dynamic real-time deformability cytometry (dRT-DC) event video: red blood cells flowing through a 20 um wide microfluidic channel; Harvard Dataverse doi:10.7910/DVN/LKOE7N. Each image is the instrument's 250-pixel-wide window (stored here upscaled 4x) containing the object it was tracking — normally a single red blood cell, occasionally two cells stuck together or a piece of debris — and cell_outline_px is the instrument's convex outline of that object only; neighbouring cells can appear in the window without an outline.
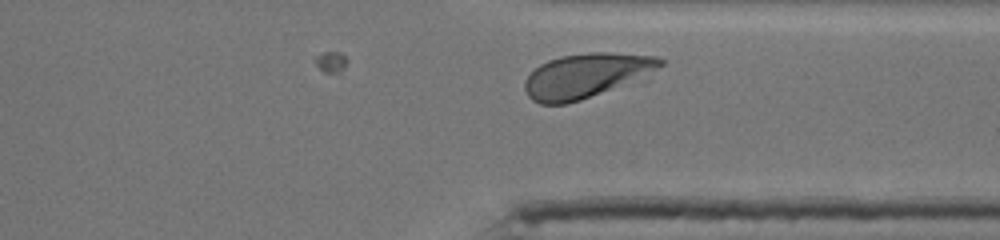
{"species": "human", "species_latin": "Homo sapiens", "temperature_condition": "cold", "stored_images_in_passage": 30, "camera_frame_rate_fps": 3000, "um_per_image_px": 0.085, "donor": {"sex": "male"}, "frame": {"image": 1, "passage_image": 30, "time_ms": 9.667, "image_size_px": [1000, 240], "cell_outline_px": [[664, 64], [652, 80], [580, 100], [564, 104], [540, 104], [532, 100], [528, 96], [524, 88], [524, 80], [540, 64], [548, 60], [564, 56], [588, 52], [608, 52], [656, 56], [664, 60]], "centroid_in_image_um": [50.02, 6.45], "position_along_channel_um": 361.4, "area_um2": 36.7}}